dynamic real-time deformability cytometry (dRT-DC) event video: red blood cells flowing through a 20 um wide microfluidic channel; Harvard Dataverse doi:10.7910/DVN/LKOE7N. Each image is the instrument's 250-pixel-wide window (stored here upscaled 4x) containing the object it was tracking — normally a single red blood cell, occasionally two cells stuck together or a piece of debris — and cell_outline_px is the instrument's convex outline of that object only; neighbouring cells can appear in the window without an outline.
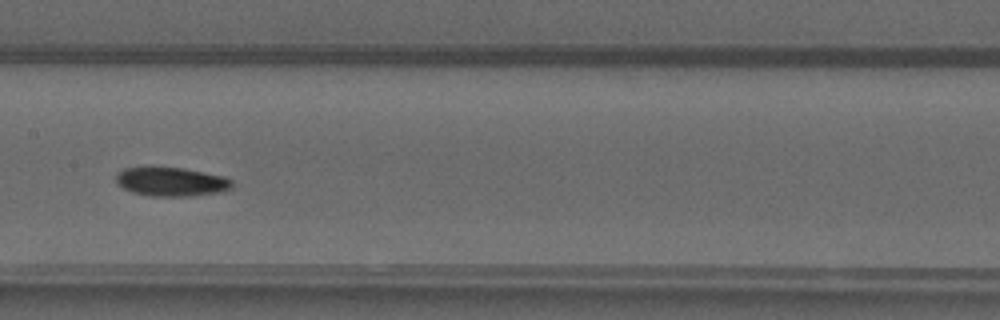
{"species": "common noctule bat (a hibernating species)", "species_latin": "Nyctalus noctula", "temperature_condition": "warm", "stored_images_in_passage": 44, "camera_frame_rate_fps": 3000, "um_per_image_px": 0.085, "animal": {"sex": "male", "forearm_length_mm": 52.5}, "frame": {"image": 1, "passage_image": 18, "time_ms": 5.667, "image_size_px": [1000, 320], "cell_outline_px": [[232, 188], [220, 192], [192, 196], [152, 196], [132, 192], [116, 184], [116, 176], [124, 168], [152, 164], [184, 168], [224, 176], [232, 180]], "centroid_in_image_um": [14.52, 15.4], "position_along_channel_um": 192.9, "area_um2": 20.23}}
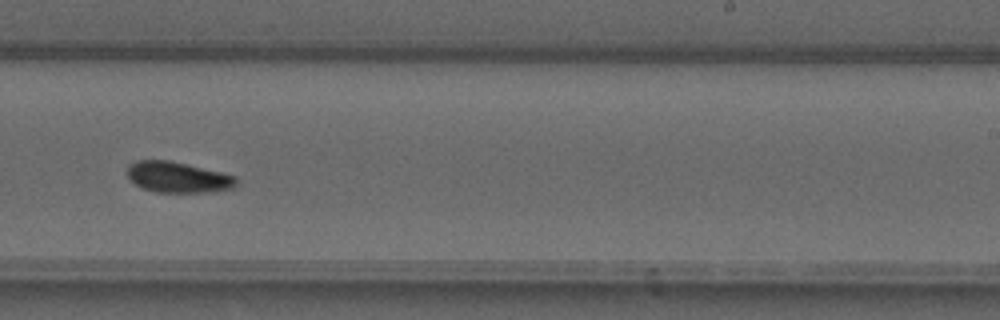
{"frame": {"image": 2, "passage_image": 24, "time_ms": 7.667, "image_size_px": [1000, 320], "cell_outline_px": [[236, 184], [232, 188], [212, 192], [156, 192], [144, 188], [136, 184], [128, 176], [128, 164], [136, 160], [168, 160], [220, 172], [236, 176]], "centroid_in_image_um": [15.11, 15.06], "position_along_channel_um": 273.9, "area_um2": 19.31}}
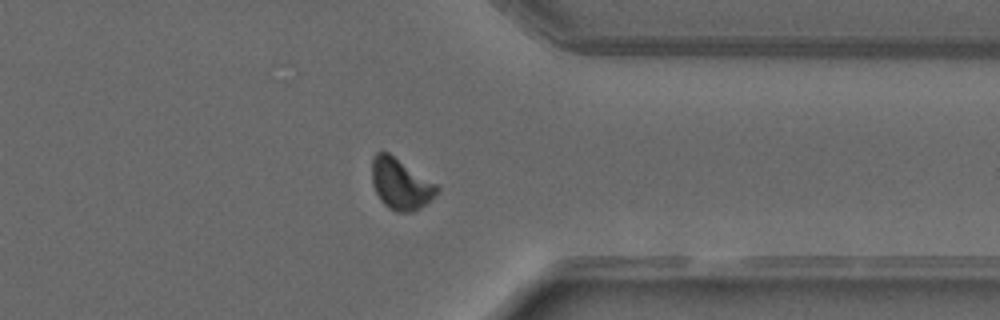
{"frame": {"image": 3, "passage_image": 32, "time_ms": 10.333, "image_size_px": [1000, 320], "cell_outline_px": [[440, 192], [420, 208], [412, 212], [396, 212], [388, 208], [380, 200], [372, 184], [372, 156], [376, 152], [388, 152], [436, 184], [440, 188]], "centroid_in_image_um": [34.04, 15.65], "position_along_channel_um": 377.4, "area_um2": 19.31}, "authors_computed_cell_mechanics": {"area_um2": 19.2763, "velocity_mm_per_s": 4.0813, "shape_relaxation_time_tau1_ms": 5.0968, "shape_relaxation_time_tau2_ms": null, "deformation_change_tau1": 0.1186, "deformation_change_tau2": null}}